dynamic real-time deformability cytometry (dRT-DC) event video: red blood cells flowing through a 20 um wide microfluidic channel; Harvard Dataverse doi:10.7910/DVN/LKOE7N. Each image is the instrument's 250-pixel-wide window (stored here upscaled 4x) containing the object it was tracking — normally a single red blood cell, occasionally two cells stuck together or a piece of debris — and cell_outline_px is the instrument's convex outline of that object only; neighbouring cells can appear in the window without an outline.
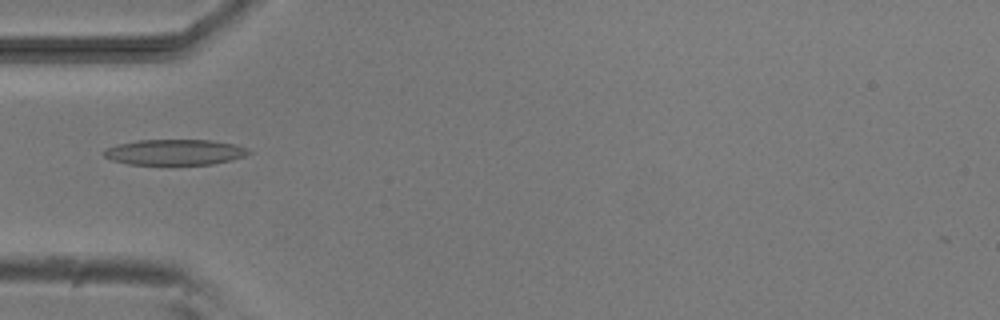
{"species": "common noctule bat (a hibernating species)", "species_latin": "Nyctalus noctula", "temperature_condition": "room temperature", "stored_images_in_passage": 5, "camera_frame_rate_fps": 3000, "um_per_image_px": 0.085, "animal": {"sex": "male", "body_mass_g": 20.5, "forearm_length_mm": 52.5}, "frame": {"image": 1, "passage_image": 4, "time_ms": 3.333, "image_size_px": [1000, 320], "cell_outline_px": [[252, 152], [244, 156], [232, 160], [212, 164], [128, 164], [112, 160], [104, 156], [104, 152], [108, 148], [116, 144], [136, 140], [212, 140], [232, 144], [248, 148]], "centroid_in_image_um": [14.87, 12.93], "position_along_channel_um": 70.1, "area_um2": 21.5}}
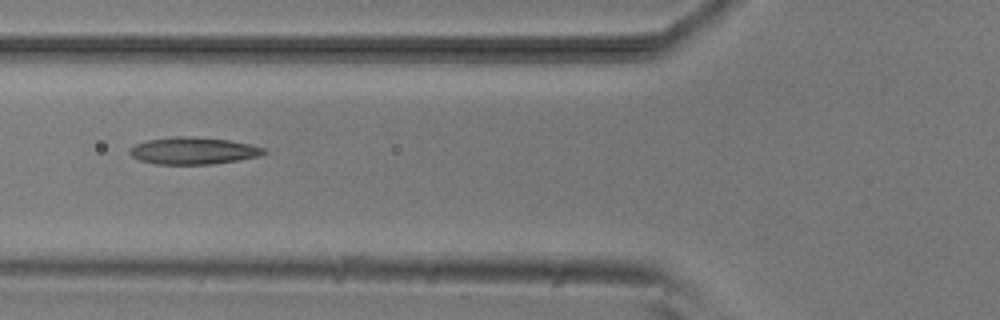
{"frame": {"image": 2, "passage_image": 5, "time_ms": 4.333, "image_size_px": [1000, 320], "cell_outline_px": [[268, 152], [260, 156], [212, 164], [156, 164], [140, 160], [132, 156], [128, 152], [128, 148], [136, 144], [148, 140], [176, 136], [192, 136], [228, 140], [252, 144], [264, 148]], "centroid_in_image_um": [16.43, 12.81], "position_along_channel_um": 109.4, "area_um2": 21.15}}